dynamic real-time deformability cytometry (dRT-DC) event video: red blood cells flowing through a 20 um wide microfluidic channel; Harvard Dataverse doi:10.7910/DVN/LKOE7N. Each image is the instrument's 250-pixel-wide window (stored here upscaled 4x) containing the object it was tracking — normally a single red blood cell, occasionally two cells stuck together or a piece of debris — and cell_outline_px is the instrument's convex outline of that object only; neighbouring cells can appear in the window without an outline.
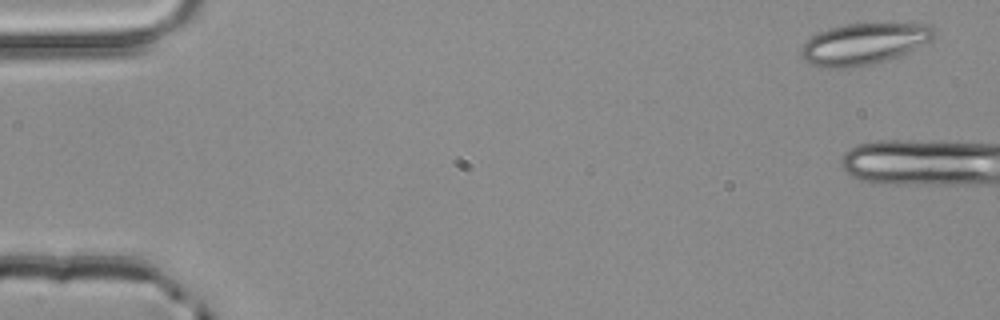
{"species": "common noctule bat (a hibernating species)", "species_latin": "Nyctalus noctula", "temperature_condition": "room temperature", "stored_images_in_passage": 4, "camera_frame_rate_fps": 3000, "um_per_image_px": 0.085, "animal": {"sex": "male", "body_mass_g": 20.4}, "frame": {"image": 1, "passage_image": 1, "time_ms": 0.0, "image_size_px": [1000, 320], "cell_outline_px": [[936, 32], [932, 40], [908, 52], [884, 60], [852, 68], [824, 68], [808, 64], [800, 56], [800, 48], [812, 36], [828, 28], [848, 24], [932, 24]], "centroid_in_image_um": [73.4, 3.73], "position_along_channel_um": 11.6, "area_um2": 31.91}}